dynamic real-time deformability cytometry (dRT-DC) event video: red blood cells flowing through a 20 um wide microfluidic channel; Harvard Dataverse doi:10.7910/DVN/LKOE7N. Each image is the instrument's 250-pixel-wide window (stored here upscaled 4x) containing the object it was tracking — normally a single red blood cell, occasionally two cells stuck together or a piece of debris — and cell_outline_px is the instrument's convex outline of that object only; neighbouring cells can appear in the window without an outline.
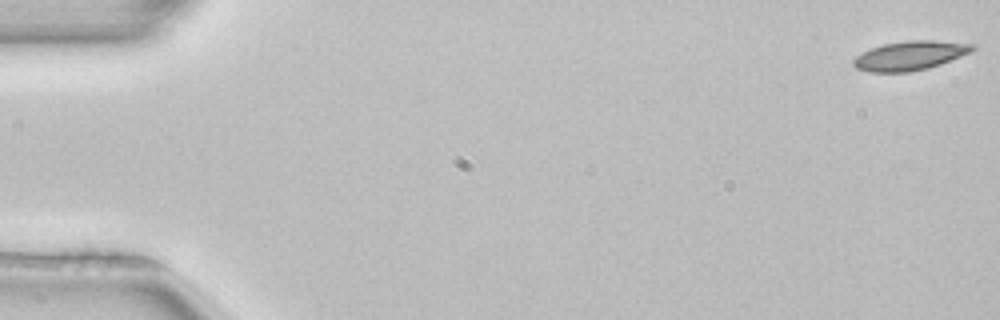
{"species": "common noctule bat (a hibernating species)", "species_latin": "Nyctalus noctula", "temperature_condition": "room temperature", "stored_images_in_passage": 14, "camera_frame_rate_fps": 3000, "um_per_image_px": 0.085, "animal": {"sex": "female", "body_mass_g": 22.7, "forearm_length_mm": 54.2}, "frame": {"image": 1, "passage_image": 1, "time_ms": 0.0, "image_size_px": [1000, 320], "cell_outline_px": [[976, 48], [972, 52], [940, 64], [928, 68], [908, 72], [868, 72], [856, 68], [852, 64], [852, 60], [856, 56], [872, 48], [884, 44], [908, 40], [932, 40], [976, 44]], "centroid_in_image_um": [77.37, 4.73], "position_along_channel_um": 7.6, "area_um2": 20.23}}
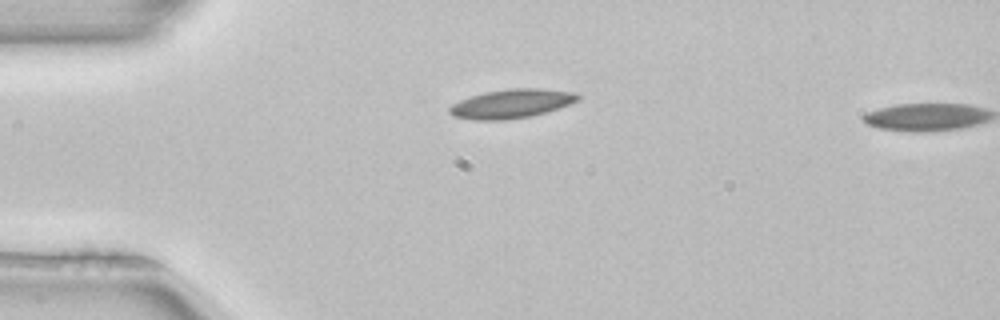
{"frame": {"image": 2, "passage_image": 13, "time_ms": 4.0, "image_size_px": [1000, 320], "cell_outline_px": [[580, 100], [532, 116], [504, 120], [476, 120], [452, 116], [448, 112], [448, 108], [452, 104], [460, 100], [484, 92], [508, 88], [540, 88], [572, 92], [580, 96]], "centroid_in_image_um": [43.43, 8.81], "position_along_channel_um": 41.6, "area_um2": 21.56}}